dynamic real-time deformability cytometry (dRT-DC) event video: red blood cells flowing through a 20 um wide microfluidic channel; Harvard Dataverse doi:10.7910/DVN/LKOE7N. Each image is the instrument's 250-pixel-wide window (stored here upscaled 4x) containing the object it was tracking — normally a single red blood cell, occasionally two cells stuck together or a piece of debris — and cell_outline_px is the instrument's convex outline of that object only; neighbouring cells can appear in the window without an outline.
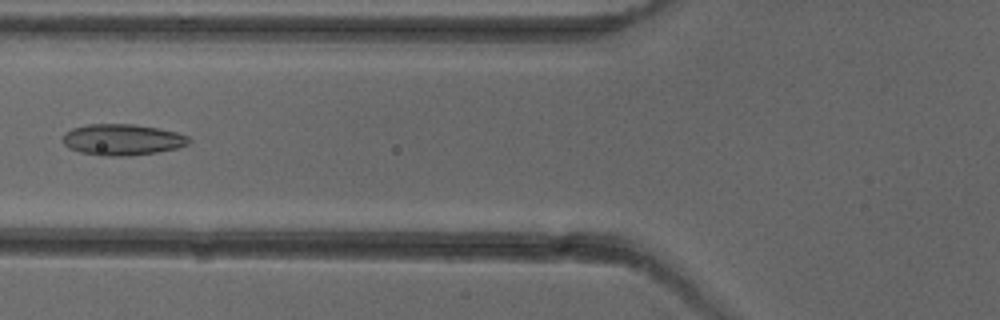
{"species": "common noctule bat (a hibernating species)", "species_latin": "Nyctalus noctula", "temperature_condition": "cold", "stored_images_in_passage": 7, "camera_frame_rate_fps": 3000, "um_per_image_px": 0.085, "animal": {"sex": "female"}, "frame": {"image": 1, "passage_image": 6, "time_ms": 6.667, "image_size_px": [1000, 320], "cell_outline_px": [[192, 140], [188, 144], [176, 148], [156, 152], [128, 156], [104, 156], [80, 152], [68, 148], [64, 144], [64, 132], [72, 128], [88, 124], [132, 124], [160, 128], [176, 132], [188, 136]], "centroid_in_image_um": [10.4, 11.87], "position_along_channel_um": 115.4, "area_um2": 22.95}}
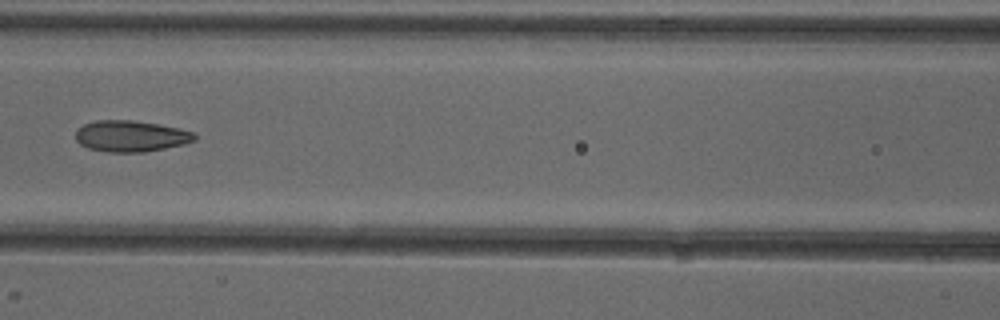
{"frame": {"image": 2, "passage_image": 7, "time_ms": 7.667, "image_size_px": [1000, 320], "cell_outline_px": [[196, 140], [184, 144], [144, 152], [108, 152], [88, 148], [80, 144], [76, 140], [76, 132], [84, 124], [96, 120], [132, 120], [180, 128], [192, 132], [196, 136]], "centroid_in_image_um": [11.12, 11.57], "position_along_channel_um": 155.5, "area_um2": 21.5}}